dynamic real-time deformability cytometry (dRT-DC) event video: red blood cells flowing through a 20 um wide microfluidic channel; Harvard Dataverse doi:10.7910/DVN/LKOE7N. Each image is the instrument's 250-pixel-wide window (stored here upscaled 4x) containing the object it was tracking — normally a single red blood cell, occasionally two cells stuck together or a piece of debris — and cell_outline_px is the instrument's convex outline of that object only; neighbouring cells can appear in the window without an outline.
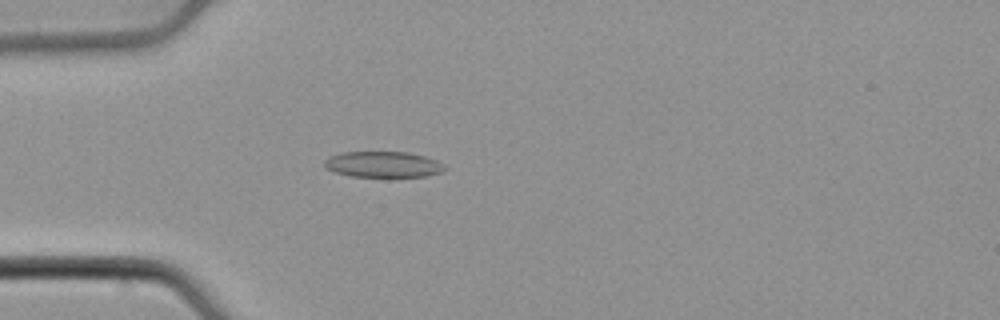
{"species": "common noctule bat (a hibernating species)", "species_latin": "Nyctalus noctula", "temperature_condition": "cold", "stored_images_in_passage": 48, "camera_frame_rate_fps": 3000, "um_per_image_px": 0.085, "animal": {"sex": "male", "body_mass_g": 21.5, "forearm_length_mm": 52.0}, "frame": {"image": 1, "passage_image": 10, "time_ms": 3.0, "image_size_px": [1000, 320], "cell_outline_px": [[448, 168], [444, 172], [424, 176], [352, 176], [336, 172], [328, 168], [324, 164], [324, 160], [328, 156], [340, 152], [408, 152], [424, 156], [436, 160], [444, 164]], "centroid_in_image_um": [32.6, 13.96], "position_along_channel_um": 52.4, "area_um2": 18.09}}
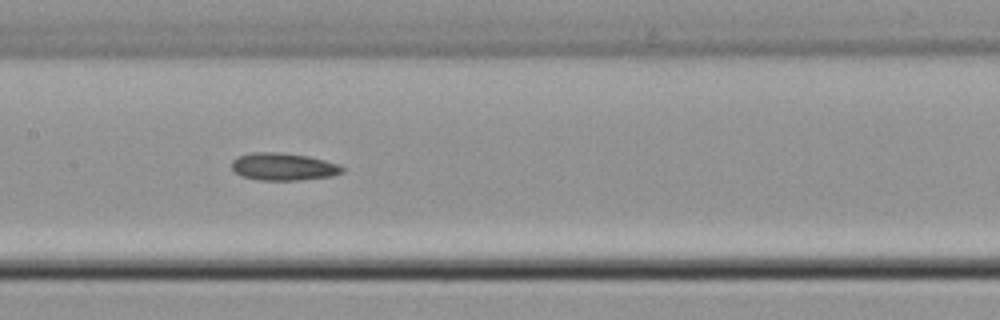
{"frame": {"image": 2, "passage_image": 21, "time_ms": 6.667, "image_size_px": [1000, 320], "cell_outline_px": [[344, 172], [332, 176], [300, 180], [260, 180], [240, 176], [232, 168], [232, 160], [236, 156], [252, 152], [280, 152], [308, 156], [340, 164], [344, 168]], "centroid_in_image_um": [24.08, 14.16], "position_along_channel_um": 183.3, "area_um2": 17.86}}
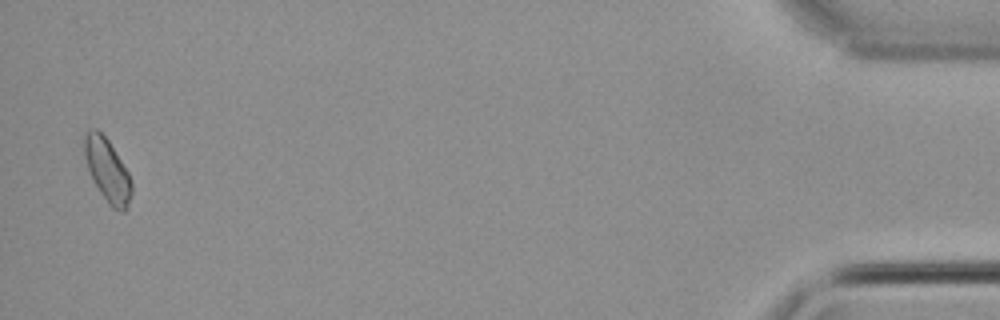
{"frame": {"image": 3, "passage_image": 47, "time_ms": 15.333, "image_size_px": [1000, 320], "cell_outline_px": [[132, 192], [128, 204], [124, 212], [120, 212], [112, 208], [108, 204], [100, 192], [88, 168], [84, 156], [84, 136], [92, 128], [96, 128], [108, 140], [128, 172], [132, 184]], "centroid_in_image_um": [9.14, 14.49], "position_along_channel_um": 426.1, "area_um2": 17.05}, "authors_computed_cell_mechanics": {"area_um2": 17.1377, "velocity_mm_per_s": 3.86, "shape_relaxation_time_tau1_ms": 3.2086, "shape_relaxation_time_tau2_ms": 4.4601, "deformation_change_tau1": 0.0588, "deformation_change_tau2": 0.0913}}